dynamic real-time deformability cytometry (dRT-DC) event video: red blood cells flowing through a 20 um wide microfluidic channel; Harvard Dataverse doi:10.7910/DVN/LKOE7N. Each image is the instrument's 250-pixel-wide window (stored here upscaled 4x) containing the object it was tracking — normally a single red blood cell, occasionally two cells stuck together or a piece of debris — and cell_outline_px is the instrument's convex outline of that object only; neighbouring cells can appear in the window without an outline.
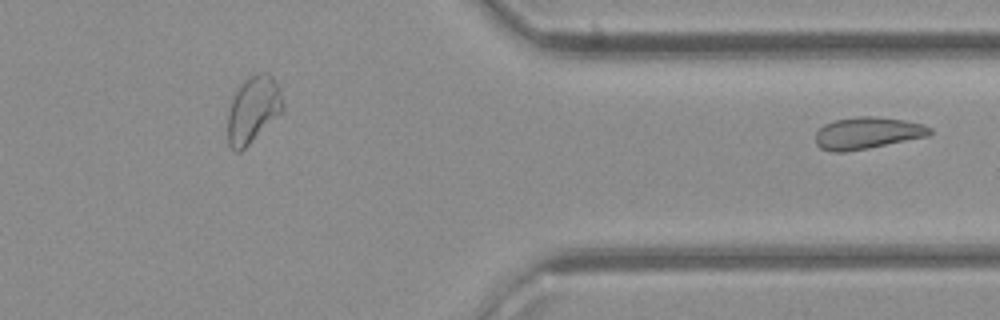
{"species": "common noctule bat (a hibernating species)", "species_latin": "Nyctalus noctula", "temperature_condition": "cold", "stored_images_in_passage": 22, "segment_of_instrument_passage": [2, 2], "camera_frame_rate_fps": 3000, "um_per_image_px": 0.085, "animal": {"sex": "female", "body_mass_g": 21.9}, "frame": {"image": 1, "passage_image": 22, "time_ms": 7.0, "image_size_px": [1000, 320], "cell_outline_px": [[932, 132], [928, 136], [868, 148], [844, 152], [832, 152], [820, 148], [816, 144], [816, 132], [824, 124], [836, 120], [860, 116], [872, 116], [904, 120], [924, 124], [932, 128]], "centroid_in_image_um": [73.73, 11.31], "position_along_channel_um": 337.7, "area_um2": 21.15}}